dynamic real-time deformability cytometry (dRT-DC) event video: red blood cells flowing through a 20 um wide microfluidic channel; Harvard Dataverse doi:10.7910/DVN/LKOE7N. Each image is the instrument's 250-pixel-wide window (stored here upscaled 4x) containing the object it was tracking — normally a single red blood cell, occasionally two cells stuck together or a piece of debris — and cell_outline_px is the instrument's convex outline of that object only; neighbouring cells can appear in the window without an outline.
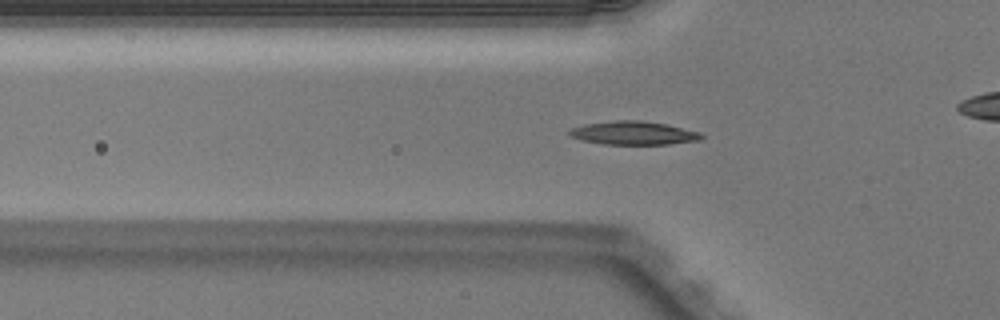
{"species": "Egyptian fruit bat (a non-hibernating species)", "species_latin": "Rousettus aegyptiacus", "temperature_condition": "warm", "stored_images_in_passage": 40, "camera_frame_rate_fps": 3000, "um_per_image_px": 0.085, "animal": {"sex": "male"}, "frame": {"image": 1, "passage_image": 6, "time_ms": 1.667, "image_size_px": [1000, 320], "cell_outline_px": [[704, 136], [700, 140], [668, 144], [604, 144], [580, 140], [568, 136], [568, 132], [572, 128], [584, 124], [616, 120], [640, 120], [664, 124], [700, 132]], "centroid_in_image_um": [53.81, 11.31], "position_along_channel_um": 72.0, "area_um2": 17.98}}
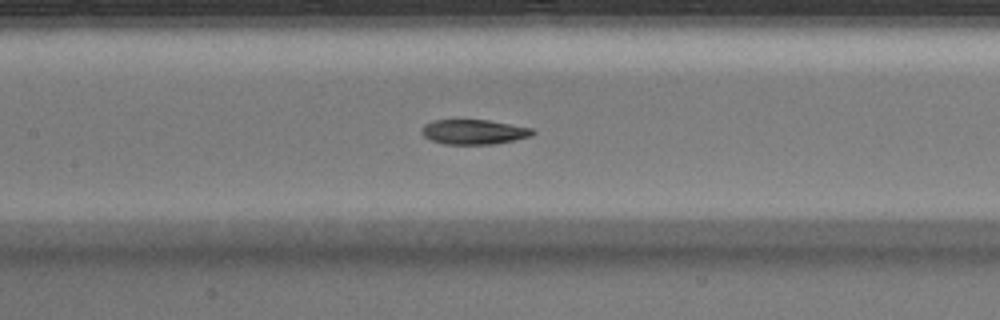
{"frame": {"image": 2, "passage_image": 13, "time_ms": 4.0, "image_size_px": [1000, 320], "cell_outline_px": [[536, 132], [532, 136], [516, 140], [492, 144], [444, 144], [432, 140], [424, 136], [420, 132], [420, 128], [424, 124], [432, 120], [488, 120], [532, 128]], "centroid_in_image_um": [40.27, 11.21], "position_along_channel_um": 167.1, "area_um2": 16.13}}
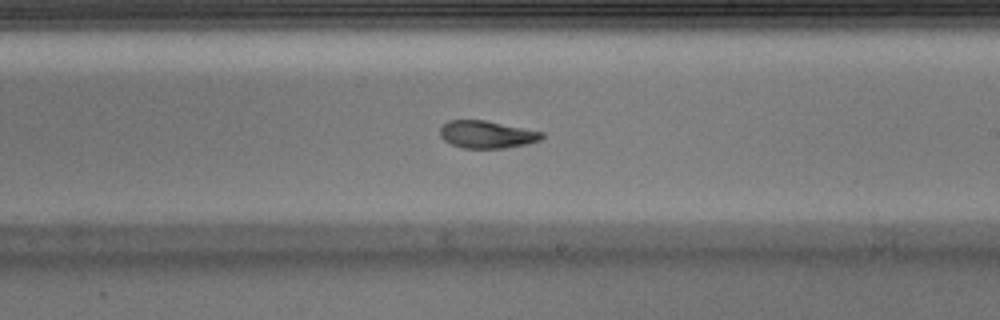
{"frame": {"image": 3, "passage_image": 19, "time_ms": 6.0, "image_size_px": [1000, 320], "cell_outline_px": [[544, 136], [540, 140], [524, 144], [504, 148], [464, 148], [452, 144], [444, 140], [440, 136], [440, 128], [448, 120], [484, 120], [544, 132]], "centroid_in_image_um": [41.37, 11.42], "position_along_channel_um": 247.6, "area_um2": 16.13}, "authors_computed_cell_mechanics": {"area_um2": 16.9643, "velocity_mm_per_s": 4.0431, "shape_relaxation_time_tau1_ms": null, "shape_relaxation_time_tau2_ms": 2.6942, "deformation_change_tau1": null, "deformation_change_tau2": 0.0927}}